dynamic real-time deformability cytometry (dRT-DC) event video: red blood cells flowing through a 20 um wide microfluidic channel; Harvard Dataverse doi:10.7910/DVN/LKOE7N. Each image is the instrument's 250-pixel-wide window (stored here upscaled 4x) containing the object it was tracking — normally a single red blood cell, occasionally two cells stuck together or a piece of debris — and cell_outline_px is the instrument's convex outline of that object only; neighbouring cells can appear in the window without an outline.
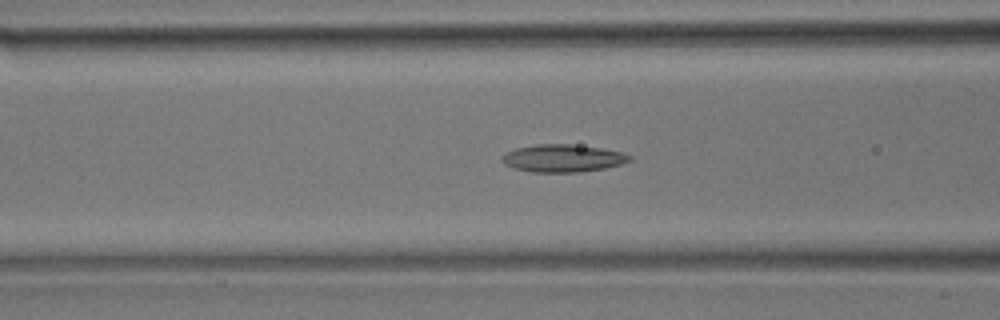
{"species": "common noctule bat (a hibernating species)", "species_latin": "Nyctalus noctula", "temperature_condition": "room temperature", "stored_images_in_passage": 43, "camera_frame_rate_fps": 3000, "um_per_image_px": 0.085, "animal": {"sex": "male", "body_mass_g": 17.9}, "frame": {"image": 1, "passage_image": 16, "time_ms": 5.0, "image_size_px": [1000, 320], "cell_outline_px": [[632, 160], [620, 164], [604, 168], [580, 172], [532, 172], [516, 168], [504, 164], [500, 160], [500, 156], [516, 148], [536, 144], [572, 144], [600, 148], [624, 152], [632, 156]], "centroid_in_image_um": [47.84, 13.44], "position_along_channel_um": 118.8, "area_um2": 20.52}}
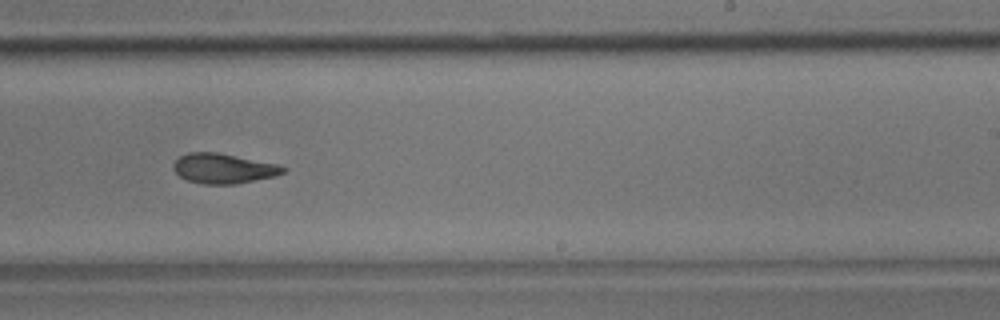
{"frame": {"image": 2, "passage_image": 26, "time_ms": 8.333, "image_size_px": [1000, 320], "cell_outline_px": [[288, 168], [284, 172], [276, 176], [236, 184], [204, 184], [188, 180], [180, 176], [172, 168], [172, 164], [180, 156], [188, 152], [216, 152], [280, 164]], "centroid_in_image_um": [19.02, 14.31], "position_along_channel_um": 270.0, "area_um2": 19.25}}
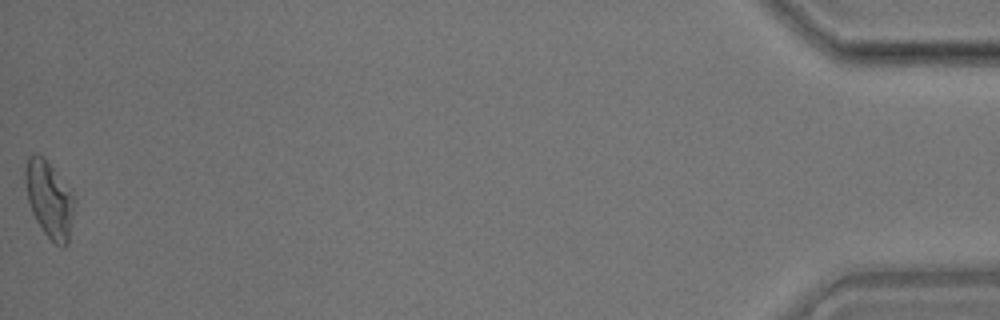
{"frame": {"image": 3, "passage_image": 43, "time_ms": 14.0, "image_size_px": [1000, 320], "cell_outline_px": [[76, 200], [68, 244], [60, 248], [44, 232], [36, 220], [32, 212], [28, 200], [24, 180], [24, 168], [28, 156], [32, 152], [36, 152], [72, 188]], "centroid_in_image_um": [4.21, 16.94], "position_along_channel_um": 431.0, "area_um2": 22.2}}